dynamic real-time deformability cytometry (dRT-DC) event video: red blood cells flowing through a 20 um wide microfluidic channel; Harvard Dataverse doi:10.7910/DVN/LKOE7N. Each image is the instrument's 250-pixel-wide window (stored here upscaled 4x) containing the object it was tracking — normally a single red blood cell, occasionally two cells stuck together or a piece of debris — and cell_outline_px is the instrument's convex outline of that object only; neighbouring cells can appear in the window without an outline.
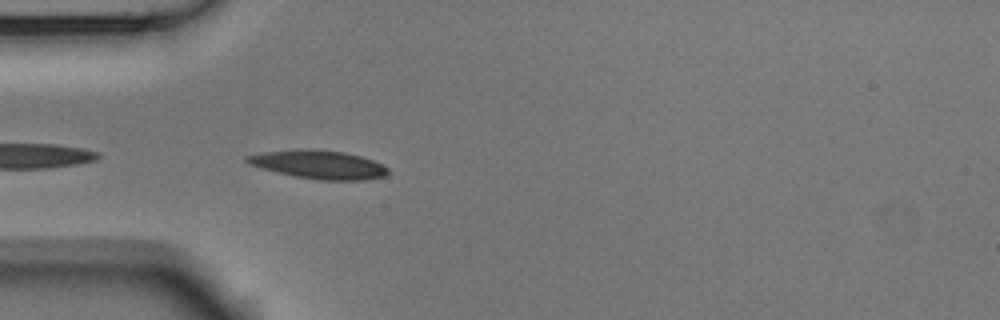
{"species": "Egyptian fruit bat (a non-hibernating species)", "species_latin": "Rousettus aegyptiacus", "temperature_condition": "room temperature", "stored_images_in_passage": 4, "camera_frame_rate_fps": 3000, "um_per_image_px": 0.085, "animal": {"sex": "male"}, "frame": {"image": 1, "passage_image": 4, "time_ms": 1.0, "image_size_px": [1000, 320], "cell_outline_px": [[388, 172], [384, 176], [364, 180], [320, 180], [296, 176], [260, 168], [248, 164], [244, 160], [244, 156], [264, 152], [296, 148], [308, 148], [344, 152], [360, 156], [372, 160], [388, 168]], "centroid_in_image_um": [27.04, 13.97], "position_along_channel_um": 58.0, "area_um2": 23.41}}